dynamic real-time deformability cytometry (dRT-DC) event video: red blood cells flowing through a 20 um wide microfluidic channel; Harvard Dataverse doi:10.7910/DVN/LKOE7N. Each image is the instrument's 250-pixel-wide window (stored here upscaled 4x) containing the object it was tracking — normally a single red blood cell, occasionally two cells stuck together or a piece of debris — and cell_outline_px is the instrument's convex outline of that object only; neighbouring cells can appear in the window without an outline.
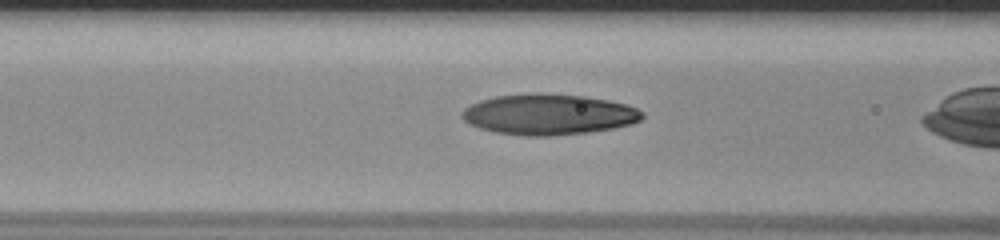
{"species": "human", "species_latin": "Homo sapiens", "temperature_condition": "room temperature", "stored_images_in_passage": 41, "camera_frame_rate_fps": 3000, "um_per_image_px": 0.085, "donor": {"sex": "male"}, "frame": {"image": 1, "passage_image": 19, "time_ms": 6.0, "image_size_px": [1000, 240], "cell_outline_px": [[644, 116], [640, 120], [632, 124], [612, 128], [588, 132], [552, 136], [524, 136], [492, 132], [480, 128], [464, 120], [460, 116], [460, 112], [464, 108], [480, 100], [496, 96], [532, 92], [540, 92], [584, 96], [608, 100], [624, 104], [636, 108], [644, 112]], "centroid_in_image_um": [46.61, 9.72], "position_along_channel_um": 120.0, "area_um2": 43.06}}
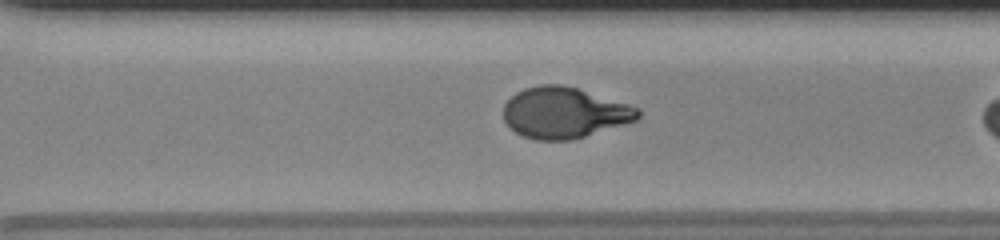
{"frame": {"image": 2, "passage_image": 35, "time_ms": 11.333, "image_size_px": [1000, 240], "cell_outline_px": [[640, 116], [636, 120], [624, 124], [572, 140], [536, 140], [524, 136], [508, 128], [504, 120], [504, 104], [516, 92], [524, 88], [540, 84], [564, 84], [628, 104], [636, 108], [640, 112]], "centroid_in_image_um": [47.92, 9.58], "position_along_channel_um": 322.7, "area_um2": 39.82}}
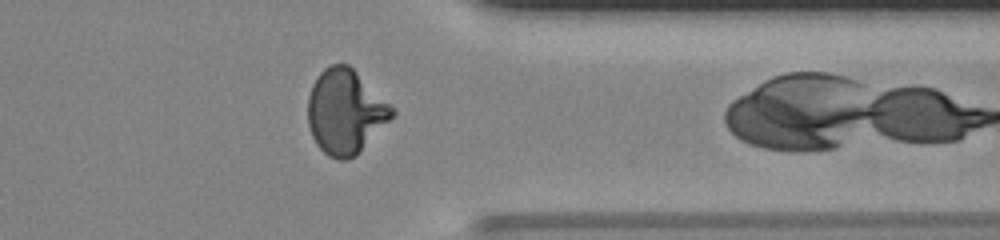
{"frame": {"image": 3, "passage_image": 40, "time_ms": 13.0, "image_size_px": [1000, 240], "cell_outline_px": [[396, 116], [356, 156], [348, 160], [336, 160], [328, 156], [316, 144], [312, 136], [308, 124], [308, 96], [312, 84], [316, 76], [324, 68], [332, 64], [348, 64], [396, 108]], "centroid_in_image_um": [29.39, 9.51], "position_along_channel_um": 382.0, "area_um2": 42.14}}